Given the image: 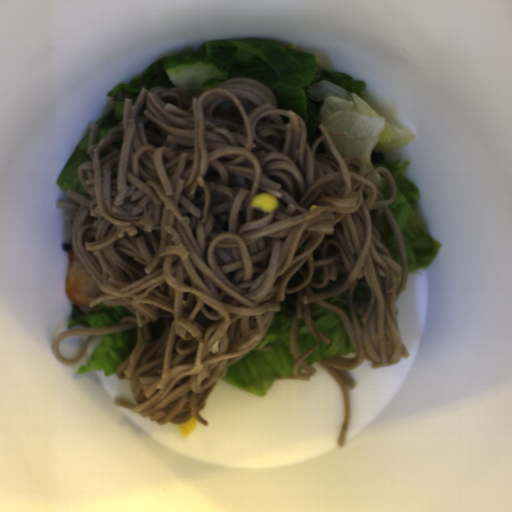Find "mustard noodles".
Listing matches in <instances>:
<instances>
[{
    "mask_svg": "<svg viewBox=\"0 0 512 512\" xmlns=\"http://www.w3.org/2000/svg\"><path fill=\"white\" fill-rule=\"evenodd\" d=\"M188 88L141 89L134 105L125 97L122 126L98 142L90 123L87 154L77 168L88 193L67 189L57 209H71L74 252L103 292L89 302L123 306L117 325L64 331L53 344L60 364L82 361L93 339L137 326L135 345L117 367L136 403L114 399L160 426L180 425L199 414L228 366L258 346L286 294L296 293L289 344L291 376L309 381L316 369L306 358L330 344L317 328L310 303L341 318L354 358L331 356L320 364L342 390L344 448L356 382L346 372L364 361L372 369L410 354L401 338L396 305L408 278V255L389 207L396 201L389 169L366 174L365 161L342 156L327 130L312 147L307 125L280 109L274 91L256 79L224 80L200 97ZM382 172L391 193L383 199L370 178ZM271 193L274 212L250 209L251 198ZM386 216L403 265L394 262L372 218ZM369 300L355 298L357 287ZM350 287L353 322L324 302ZM164 318L158 339L147 328ZM316 344L296 346L299 319ZM91 335L82 352L62 359L58 343Z\"/></svg>",
    "mask_w": 512,
    "mask_h": 512,
    "instance_id": "0af2e427",
    "label": "mustard noodles"
}]
</instances>
